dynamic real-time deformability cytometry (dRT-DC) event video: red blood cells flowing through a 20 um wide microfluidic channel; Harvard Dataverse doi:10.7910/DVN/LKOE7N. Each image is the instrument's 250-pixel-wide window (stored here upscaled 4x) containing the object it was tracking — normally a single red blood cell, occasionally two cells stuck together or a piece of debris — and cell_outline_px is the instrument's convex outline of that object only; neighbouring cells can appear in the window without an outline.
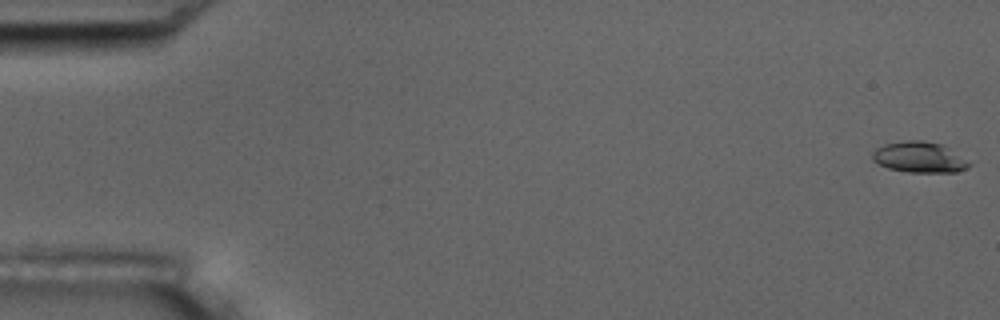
{"species": "common noctule bat (a hibernating species)", "species_latin": "Nyctalus noctula", "temperature_condition": "room temperature", "stored_images_in_passage": 5, "camera_frame_rate_fps": 3000, "um_per_image_px": 0.085, "animal": {"sex": "male", "body_mass_g": 17.5, "forearm_length_mm": 52.3}, "frame": {"image": 1, "passage_image": 1, "time_ms": 0.0, "image_size_px": [1000, 320], "cell_outline_px": [[972, 164], [956, 172], [908, 172], [888, 168], [872, 160], [872, 152], [876, 148], [884, 144], [908, 140], [920, 140], [944, 144]], "centroid_in_image_um": [78.12, 13.35], "position_along_channel_um": 6.9, "area_um2": 17.28}}
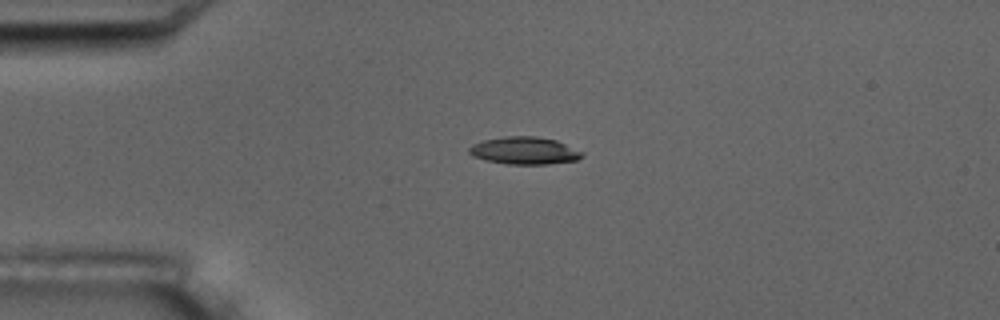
{"frame": {"image": 2, "passage_image": 4, "time_ms": 4.333, "image_size_px": [1000, 320], "cell_outline_px": [[584, 156], [576, 160], [548, 164], [508, 164], [484, 160], [472, 156], [468, 152], [468, 148], [472, 144], [484, 140], [504, 136], [536, 136], [556, 140], [584, 152]], "centroid_in_image_um": [44.56, 12.8], "position_along_channel_um": 40.4, "area_um2": 18.15}}